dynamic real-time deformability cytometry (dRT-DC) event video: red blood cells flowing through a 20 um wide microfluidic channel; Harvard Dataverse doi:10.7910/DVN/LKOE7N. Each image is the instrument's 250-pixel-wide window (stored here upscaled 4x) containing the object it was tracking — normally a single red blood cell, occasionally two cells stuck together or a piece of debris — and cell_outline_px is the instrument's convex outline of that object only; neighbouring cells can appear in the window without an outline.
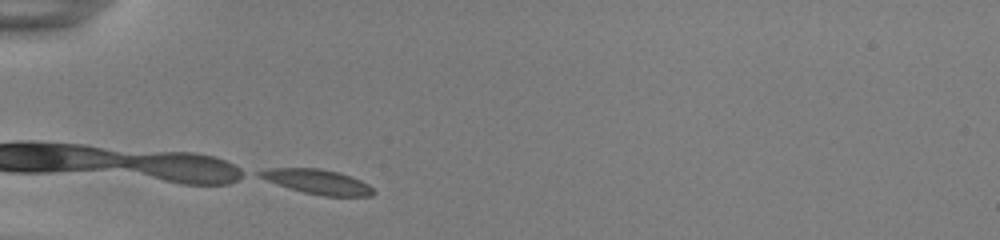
{"species": "common noctule bat (a hibernating species)", "species_latin": "Nyctalus noctula", "temperature_condition": "room temperature", "stored_images_in_passage": 29, "camera_frame_rate_fps": 3000, "um_per_image_px": 0.085, "animal": {"sex": "female", "body_mass_g": 22.0, "forearm_length_mm": 56.7}, "frame": {"image": 1, "passage_image": 1, "time_ms": 0.0, "image_size_px": [1000, 240], "cell_outline_px": [[376, 192], [372, 196], [324, 196], [304, 192], [288, 188], [256, 176], [256, 172], [268, 168], [320, 168], [340, 172], [360, 180], [368, 184]], "centroid_in_image_um": [26.97, 15.44], "position_along_channel_um": 58.0, "area_um2": 16.42}}
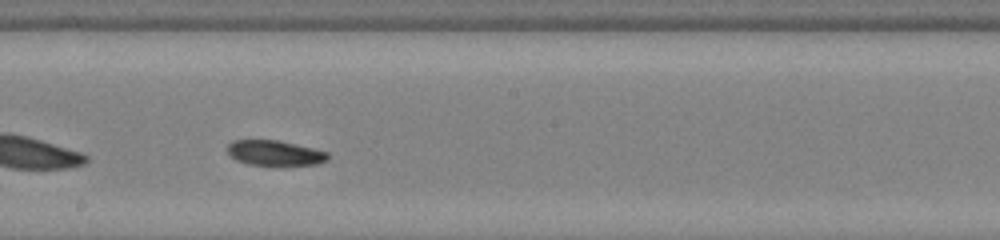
{"frame": {"image": 2, "passage_image": 15, "time_ms": 4.667, "image_size_px": [1000, 240], "cell_outline_px": [[328, 160], [316, 164], [280, 168], [248, 164], [236, 160], [228, 152], [228, 144], [232, 140], [280, 140], [328, 152]], "centroid_in_image_um": [23.38, 13.05], "position_along_channel_um": 224.8, "area_um2": 15.37}}
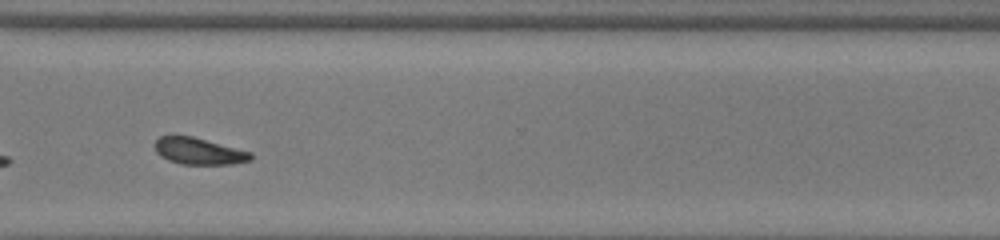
{"frame": {"image": 3, "passage_image": 25, "time_ms": 8.0, "image_size_px": [1000, 240], "cell_outline_px": [[252, 160], [232, 164], [180, 164], [168, 160], [160, 156], [156, 152], [156, 140], [160, 136], [192, 136], [252, 152]], "centroid_in_image_um": [16.92, 12.86], "position_along_channel_um": 353.7, "area_um2": 14.8}, "authors_computed_cell_mechanics": {"area_um2": 15.7794, "velocity_mm_per_s": 3.8436, "shape_relaxation_time_tau1_ms": 2.5994, "shape_relaxation_time_tau2_ms": 4.8433, "deformation_change_tau1": 0.0639, "deformation_change_tau2": 0.1223}}